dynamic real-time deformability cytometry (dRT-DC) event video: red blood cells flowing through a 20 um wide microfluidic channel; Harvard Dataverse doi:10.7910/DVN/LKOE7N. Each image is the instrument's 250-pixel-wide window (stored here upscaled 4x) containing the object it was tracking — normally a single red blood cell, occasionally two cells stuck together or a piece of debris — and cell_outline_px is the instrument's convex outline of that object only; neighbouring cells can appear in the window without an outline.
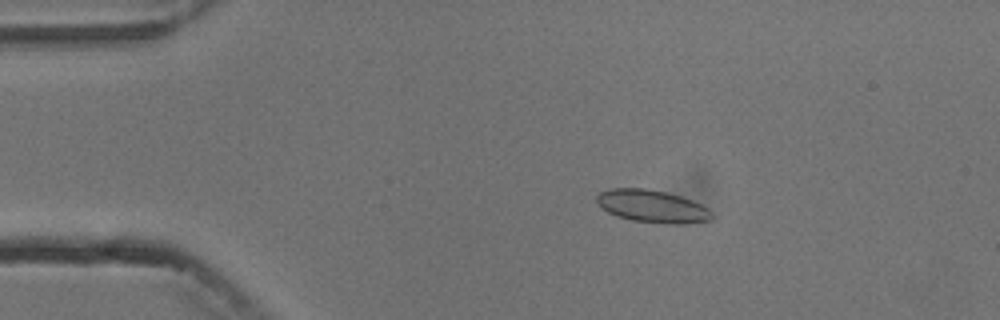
{"species": "common noctule bat (a hibernating species)", "species_latin": "Nyctalus noctula", "temperature_condition": "cold", "stored_images_in_passage": 9, "camera_frame_rate_fps": 3000, "um_per_image_px": 0.085, "animal": {"sex": "male", "body_mass_g": 13.3}, "frame": {"image": 1, "passage_image": 3, "time_ms": 3.0, "image_size_px": [1000, 320], "cell_outline_px": [[712, 220], [688, 224], [664, 224], [632, 220], [616, 216], [608, 212], [596, 200], [596, 196], [600, 192], [608, 188], [644, 188], [664, 192], [680, 196], [692, 200], [708, 208], [712, 212]], "centroid_in_image_um": [55.46, 17.54], "position_along_channel_um": 29.5, "area_um2": 21.91}}
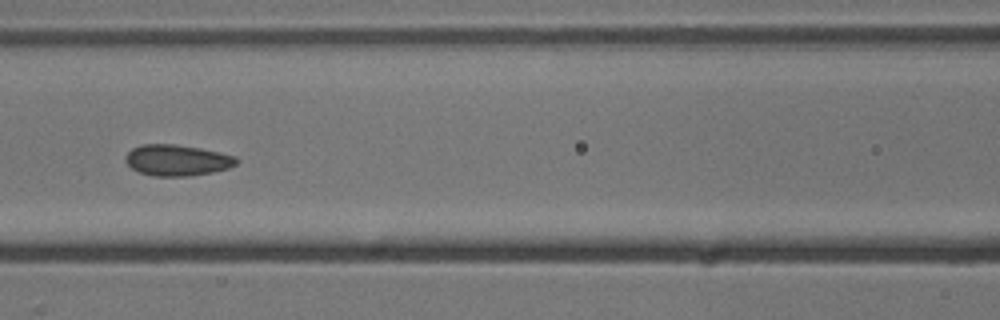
{"frame": {"image": 2, "passage_image": 7, "time_ms": 7.667, "image_size_px": [1000, 320], "cell_outline_px": [[240, 160], [236, 164], [228, 168], [212, 172], [192, 176], [152, 176], [140, 172], [132, 168], [124, 160], [124, 156], [132, 148], [140, 144], [172, 144], [200, 148], [236, 156]], "centroid_in_image_um": [15.04, 13.62], "position_along_channel_um": 151.6, "area_um2": 20.17}}
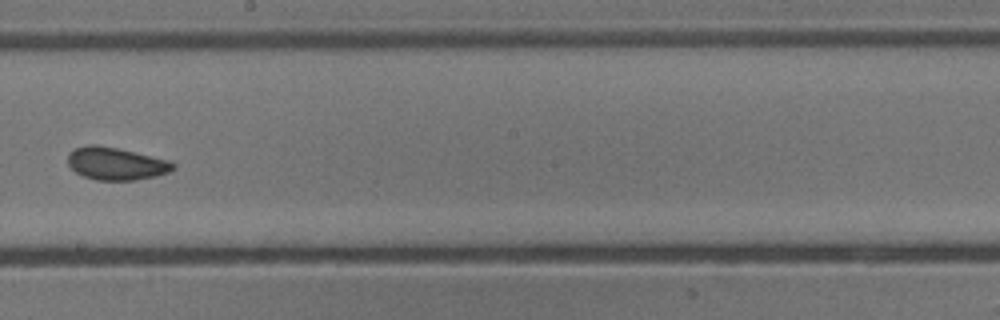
{"frame": {"image": 3, "passage_image": 9, "time_ms": 10.0, "image_size_px": [1000, 320], "cell_outline_px": [[176, 168], [168, 172], [156, 176], [136, 180], [96, 180], [84, 176], [76, 172], [68, 164], [68, 152], [76, 148], [88, 144], [96, 144], [116, 148], [168, 160], [176, 164]], "centroid_in_image_um": [9.85, 13.91], "position_along_channel_um": 238.3, "area_um2": 19.88}}